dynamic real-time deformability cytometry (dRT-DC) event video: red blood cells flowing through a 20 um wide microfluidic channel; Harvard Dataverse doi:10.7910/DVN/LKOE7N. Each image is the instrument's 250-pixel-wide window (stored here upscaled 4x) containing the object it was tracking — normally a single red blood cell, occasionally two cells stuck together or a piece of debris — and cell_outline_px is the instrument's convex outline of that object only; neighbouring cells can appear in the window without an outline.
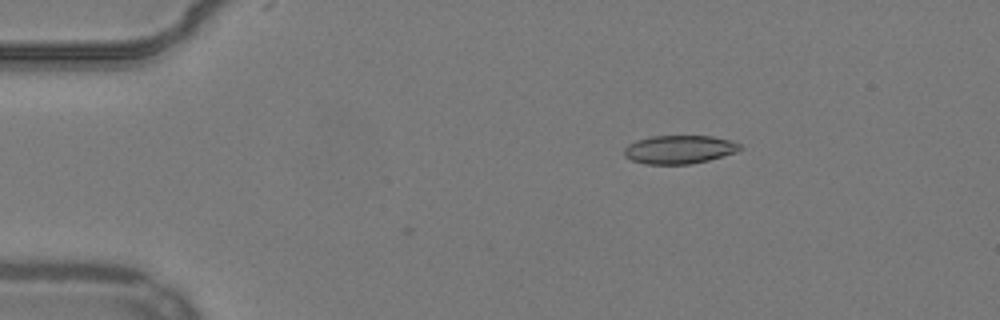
{"species": "common noctule bat (a hibernating species)", "species_latin": "Nyctalus noctula", "temperature_condition": "warm", "stored_images_in_passage": 50, "camera_frame_rate_fps": 3000, "um_per_image_px": 0.085, "animal": {"sex": "male", "body_mass_g": 19.2, "forearm_length_mm": 51.8}, "frame": {"image": 1, "passage_image": 6, "time_ms": 1.667, "image_size_px": [1000, 320], "cell_outline_px": [[744, 148], [736, 152], [708, 160], [692, 164], [644, 164], [632, 160], [624, 156], [624, 148], [628, 144], [636, 140], [652, 136], [712, 136], [732, 140], [740, 144]], "centroid_in_image_um": [57.75, 12.7], "position_along_channel_um": 27.3, "area_um2": 19.31}}
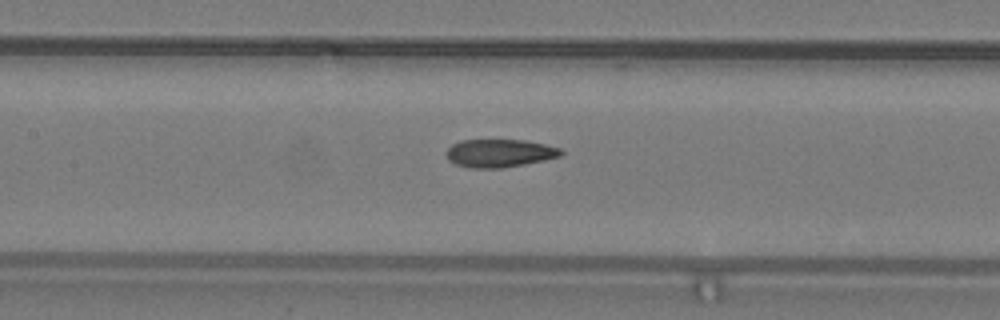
{"frame": {"image": 2, "passage_image": 22, "time_ms": 7.0, "image_size_px": [1000, 320], "cell_outline_px": [[564, 152], [560, 156], [544, 160], [504, 168], [468, 168], [456, 164], [448, 160], [448, 148], [452, 144], [460, 140], [524, 140], [544, 144], [560, 148]], "centroid_in_image_um": [42.46, 13.02], "position_along_channel_um": 164.9, "area_um2": 18.67}}
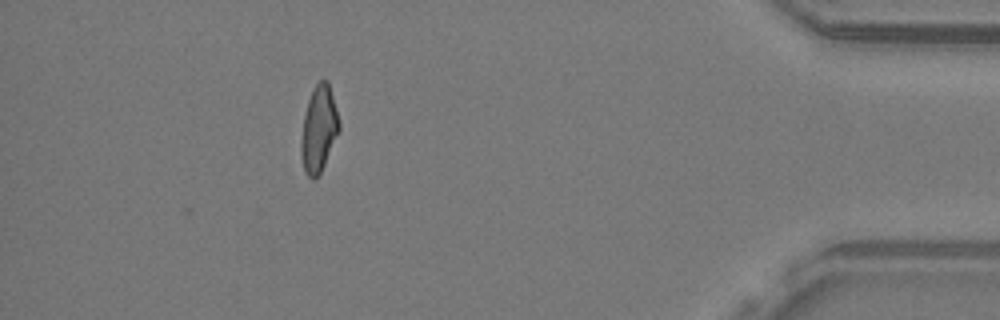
{"frame": {"image": 3, "passage_image": 45, "time_ms": 14.667, "image_size_px": [1000, 320], "cell_outline_px": [[340, 128], [324, 164], [316, 180], [312, 180], [304, 172], [300, 152], [300, 140], [304, 116], [308, 100], [312, 88], [320, 80], [328, 80], [336, 108], [340, 124]], "centroid_in_image_um": [27.07, 10.97], "position_along_channel_um": 408.1, "area_um2": 19.07}, "authors_computed_cell_mechanics": {"area_um2": 19.363, "velocity_mm_per_s": 3.8705, "shape_relaxation_time_tau1_ms": null, "shape_relaxation_time_tau2_ms": 1.9756, "deformation_change_tau1": null, "deformation_change_tau2": 0.096}}